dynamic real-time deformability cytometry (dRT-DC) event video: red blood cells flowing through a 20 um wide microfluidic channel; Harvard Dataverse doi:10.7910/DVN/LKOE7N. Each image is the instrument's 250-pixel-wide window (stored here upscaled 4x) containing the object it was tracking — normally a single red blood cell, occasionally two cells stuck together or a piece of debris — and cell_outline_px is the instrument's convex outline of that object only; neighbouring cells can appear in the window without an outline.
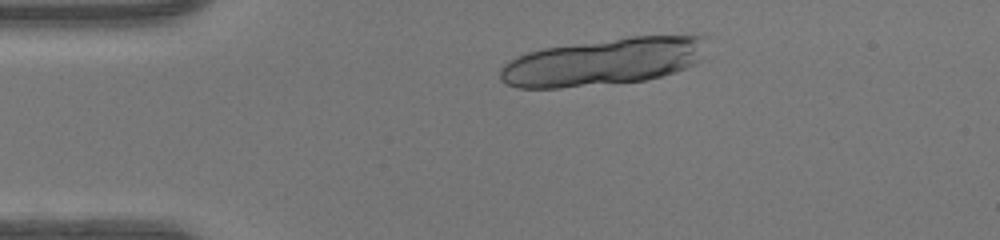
{"species": "human", "species_latin": "Homo sapiens", "temperature_condition": "warm", "stored_images_in_passage": 42, "segment_of_instrument_passage": [1, 2], "camera_frame_rate_fps": 3000, "um_per_image_px": 0.085, "donor": {"sex": "female"}, "frame": {"image": 1, "passage_image": 4, "time_ms": 1.0, "image_size_px": [1000, 240], "cell_outline_px": [[708, 36], [700, 60], [696, 64], [688, 68], [676, 72], [644, 80], [560, 88], [520, 88], [504, 84], [500, 80], [500, 72], [504, 64], [528, 52], [544, 48], [628, 36]], "centroid_in_image_um": [51.3, 5.25], "position_along_channel_um": 33.7, "area_um2": 56.64}}